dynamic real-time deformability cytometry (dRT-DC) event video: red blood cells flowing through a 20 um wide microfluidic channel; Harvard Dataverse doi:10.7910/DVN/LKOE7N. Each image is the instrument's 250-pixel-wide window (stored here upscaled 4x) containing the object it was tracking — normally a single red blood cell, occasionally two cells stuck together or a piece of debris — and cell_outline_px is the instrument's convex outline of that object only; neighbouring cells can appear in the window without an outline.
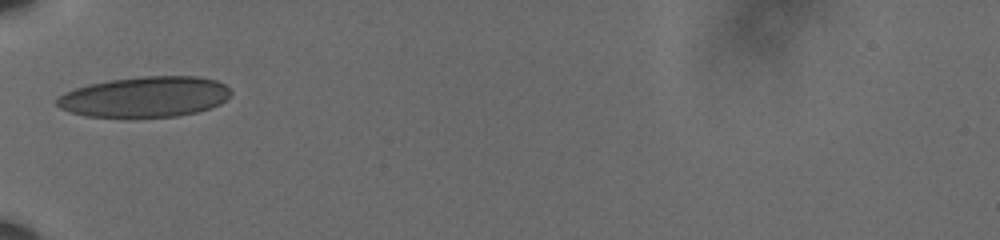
{"species": "human", "species_latin": "Homo sapiens", "temperature_condition": "cold", "stored_images_in_passage": 22, "camera_frame_rate_fps": 3000, "um_per_image_px": 0.085, "donor": {"sex": "male"}, "frame": {"image": 1, "passage_image": 1, "time_ms": 0.0, "image_size_px": [1000, 240], "cell_outline_px": [[232, 92], [220, 104], [196, 112], [176, 116], [84, 116], [68, 112], [60, 108], [56, 104], [56, 100], [64, 92], [88, 84], [108, 80], [140, 76], [196, 76], [216, 80], [224, 84]], "centroid_in_image_um": [12.29, 8.21], "position_along_channel_um": 72.7, "area_um2": 40.86}}
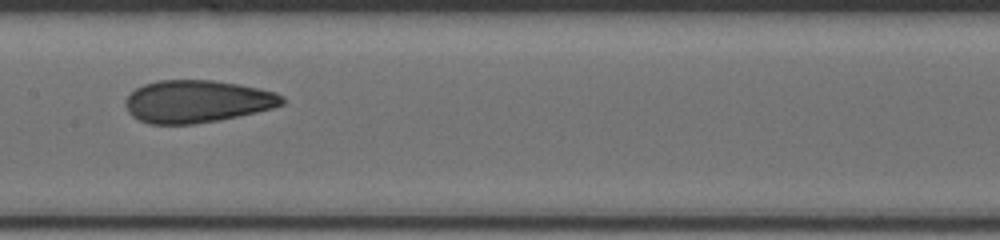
{"frame": {"image": 2, "passage_image": 7, "time_ms": 2.0, "image_size_px": [1000, 240], "cell_outline_px": [[284, 104], [272, 108], [256, 112], [220, 120], [192, 124], [148, 124], [132, 116], [128, 112], [124, 104], [124, 100], [136, 88], [144, 84], [156, 80], [212, 80], [240, 84], [260, 88], [276, 92], [284, 96]], "centroid_in_image_um": [16.75, 8.61], "position_along_channel_um": 190.6, "area_um2": 39.02}}
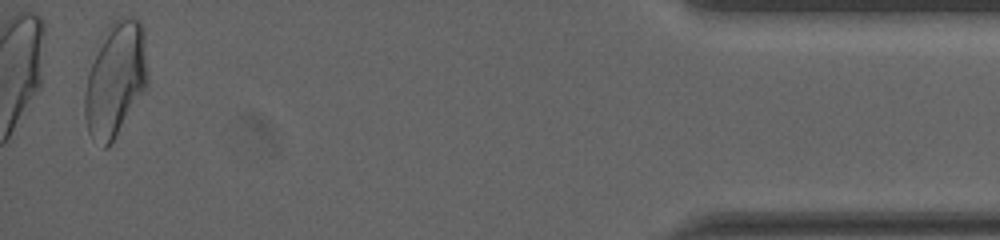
{"frame": {"image": 3, "passage_image": 21, "time_ms": 6.667, "image_size_px": [1000, 240], "cell_outline_px": [[148, 88], [108, 148], [104, 148], [88, 132], [84, 116], [84, 92], [88, 72], [104, 32], [108, 24], [112, 20], [120, 16], [136, 16], [140, 20], [144, 28], [148, 76]], "centroid_in_image_um": [9.85, 6.7], "position_along_channel_um": 425.4, "area_um2": 42.71}}